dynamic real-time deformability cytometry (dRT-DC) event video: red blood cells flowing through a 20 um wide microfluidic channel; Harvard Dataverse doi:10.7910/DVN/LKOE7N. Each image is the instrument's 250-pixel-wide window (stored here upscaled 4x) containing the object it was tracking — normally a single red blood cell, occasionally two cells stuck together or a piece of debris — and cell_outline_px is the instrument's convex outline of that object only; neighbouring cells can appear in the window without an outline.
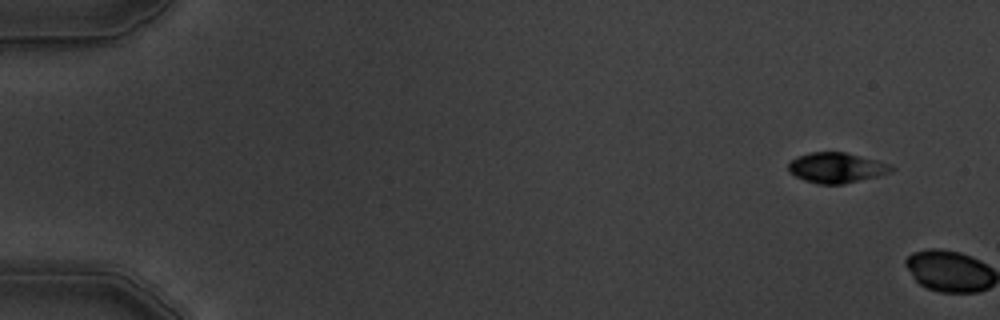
{"species": "common noctule bat (a hibernating species)", "species_latin": "Nyctalus noctula", "temperature_condition": "warm", "stored_images_in_passage": 2, "camera_frame_rate_fps": 3000, "um_per_image_px": 0.085, "animal": {"sex": "male", "body_mass_g": 19.5, "forearm_length_mm": 54.6}, "frame": {"image": 1, "passage_image": 1, "time_ms": 0.0, "image_size_px": [1000, 320], "cell_outline_px": [[896, 168], [892, 172], [880, 176], [844, 184], [816, 184], [804, 180], [788, 172], [788, 164], [796, 156], [808, 152], [844, 152], [892, 164]], "centroid_in_image_um": [71.12, 14.26], "position_along_channel_um": 13.9, "area_um2": 18.44}}